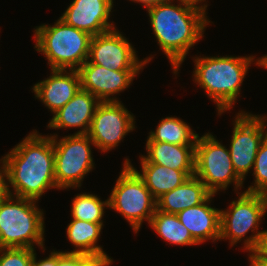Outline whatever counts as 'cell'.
Segmentation results:
<instances>
[{"label": "cell", "mask_w": 267, "mask_h": 266, "mask_svg": "<svg viewBox=\"0 0 267 266\" xmlns=\"http://www.w3.org/2000/svg\"><path fill=\"white\" fill-rule=\"evenodd\" d=\"M3 160L7 194L38 201L47 190L57 189L51 136L41 135L35 129L4 155Z\"/></svg>", "instance_id": "obj_1"}, {"label": "cell", "mask_w": 267, "mask_h": 266, "mask_svg": "<svg viewBox=\"0 0 267 266\" xmlns=\"http://www.w3.org/2000/svg\"><path fill=\"white\" fill-rule=\"evenodd\" d=\"M160 3L146 9L159 49L164 52L177 75L186 56L202 39L211 23L204 7L185 0ZM174 3V4H173Z\"/></svg>", "instance_id": "obj_2"}, {"label": "cell", "mask_w": 267, "mask_h": 266, "mask_svg": "<svg viewBox=\"0 0 267 266\" xmlns=\"http://www.w3.org/2000/svg\"><path fill=\"white\" fill-rule=\"evenodd\" d=\"M255 56H196L193 81L204 89L207 97L216 104L217 115L230 111L240 96L241 86L249 66H261V57ZM256 60V62H255ZM254 62V63H252Z\"/></svg>", "instance_id": "obj_3"}, {"label": "cell", "mask_w": 267, "mask_h": 266, "mask_svg": "<svg viewBox=\"0 0 267 266\" xmlns=\"http://www.w3.org/2000/svg\"><path fill=\"white\" fill-rule=\"evenodd\" d=\"M38 201L6 194L0 200V248L44 247V213Z\"/></svg>", "instance_id": "obj_4"}, {"label": "cell", "mask_w": 267, "mask_h": 266, "mask_svg": "<svg viewBox=\"0 0 267 266\" xmlns=\"http://www.w3.org/2000/svg\"><path fill=\"white\" fill-rule=\"evenodd\" d=\"M33 38L51 69L78 70L88 59L92 36L59 18L54 25L36 26Z\"/></svg>", "instance_id": "obj_5"}, {"label": "cell", "mask_w": 267, "mask_h": 266, "mask_svg": "<svg viewBox=\"0 0 267 266\" xmlns=\"http://www.w3.org/2000/svg\"><path fill=\"white\" fill-rule=\"evenodd\" d=\"M240 193H236L237 200H233L226 210H220L219 240H229L231 247L243 240L242 250L251 253L257 248L263 232L258 227L267 212V195L246 191ZM250 231L252 235L246 236Z\"/></svg>", "instance_id": "obj_6"}, {"label": "cell", "mask_w": 267, "mask_h": 266, "mask_svg": "<svg viewBox=\"0 0 267 266\" xmlns=\"http://www.w3.org/2000/svg\"><path fill=\"white\" fill-rule=\"evenodd\" d=\"M108 198V209L122 215L137 234L144 221H151L157 208L156 199L143 180L128 165L123 164L116 184Z\"/></svg>", "instance_id": "obj_7"}, {"label": "cell", "mask_w": 267, "mask_h": 266, "mask_svg": "<svg viewBox=\"0 0 267 266\" xmlns=\"http://www.w3.org/2000/svg\"><path fill=\"white\" fill-rule=\"evenodd\" d=\"M194 160L195 176L212 194L227 190L232 183L236 193L243 187L244 181L234 170L229 149L211 133L197 136Z\"/></svg>", "instance_id": "obj_8"}, {"label": "cell", "mask_w": 267, "mask_h": 266, "mask_svg": "<svg viewBox=\"0 0 267 266\" xmlns=\"http://www.w3.org/2000/svg\"><path fill=\"white\" fill-rule=\"evenodd\" d=\"M52 137L55 156V182L57 189H80L85 175L95 168L92 148L95 146L87 134L65 135L58 139Z\"/></svg>", "instance_id": "obj_9"}, {"label": "cell", "mask_w": 267, "mask_h": 266, "mask_svg": "<svg viewBox=\"0 0 267 266\" xmlns=\"http://www.w3.org/2000/svg\"><path fill=\"white\" fill-rule=\"evenodd\" d=\"M234 118L229 152L236 174L244 181L253 169L260 144L267 137V116L241 110Z\"/></svg>", "instance_id": "obj_10"}, {"label": "cell", "mask_w": 267, "mask_h": 266, "mask_svg": "<svg viewBox=\"0 0 267 266\" xmlns=\"http://www.w3.org/2000/svg\"><path fill=\"white\" fill-rule=\"evenodd\" d=\"M121 102H100L95 110L87 135L101 152L118 147L135 129V116Z\"/></svg>", "instance_id": "obj_11"}, {"label": "cell", "mask_w": 267, "mask_h": 266, "mask_svg": "<svg viewBox=\"0 0 267 266\" xmlns=\"http://www.w3.org/2000/svg\"><path fill=\"white\" fill-rule=\"evenodd\" d=\"M132 43L117 30L92 36L87 61L114 71L142 70L153 57L139 59Z\"/></svg>", "instance_id": "obj_12"}, {"label": "cell", "mask_w": 267, "mask_h": 266, "mask_svg": "<svg viewBox=\"0 0 267 266\" xmlns=\"http://www.w3.org/2000/svg\"><path fill=\"white\" fill-rule=\"evenodd\" d=\"M78 72L81 89L90 92L101 102H108L120 101L116 95L129 88L140 70L114 71L86 60ZM113 95L115 96L113 97Z\"/></svg>", "instance_id": "obj_13"}, {"label": "cell", "mask_w": 267, "mask_h": 266, "mask_svg": "<svg viewBox=\"0 0 267 266\" xmlns=\"http://www.w3.org/2000/svg\"><path fill=\"white\" fill-rule=\"evenodd\" d=\"M62 14L67 25L84 31L91 36L106 33L115 29L109 20L113 12V0H73Z\"/></svg>", "instance_id": "obj_14"}, {"label": "cell", "mask_w": 267, "mask_h": 266, "mask_svg": "<svg viewBox=\"0 0 267 266\" xmlns=\"http://www.w3.org/2000/svg\"><path fill=\"white\" fill-rule=\"evenodd\" d=\"M50 70L52 75L34 84L32 89L35 98L54 114L81 89V79L78 70Z\"/></svg>", "instance_id": "obj_15"}, {"label": "cell", "mask_w": 267, "mask_h": 266, "mask_svg": "<svg viewBox=\"0 0 267 266\" xmlns=\"http://www.w3.org/2000/svg\"><path fill=\"white\" fill-rule=\"evenodd\" d=\"M101 101L88 91L80 89L62 108L58 109L49 120V129L79 128L73 134H87L95 110Z\"/></svg>", "instance_id": "obj_16"}, {"label": "cell", "mask_w": 267, "mask_h": 266, "mask_svg": "<svg viewBox=\"0 0 267 266\" xmlns=\"http://www.w3.org/2000/svg\"><path fill=\"white\" fill-rule=\"evenodd\" d=\"M214 196L211 194L203 203L176 214L198 244L220 239V209L210 205Z\"/></svg>", "instance_id": "obj_17"}, {"label": "cell", "mask_w": 267, "mask_h": 266, "mask_svg": "<svg viewBox=\"0 0 267 266\" xmlns=\"http://www.w3.org/2000/svg\"><path fill=\"white\" fill-rule=\"evenodd\" d=\"M124 164H128L138 174L156 200L195 175V170H175L153 163H140L141 169L138 171L129 158L125 159Z\"/></svg>", "instance_id": "obj_18"}, {"label": "cell", "mask_w": 267, "mask_h": 266, "mask_svg": "<svg viewBox=\"0 0 267 266\" xmlns=\"http://www.w3.org/2000/svg\"><path fill=\"white\" fill-rule=\"evenodd\" d=\"M147 155L140 163H153L175 170H195V145H176L166 142H146Z\"/></svg>", "instance_id": "obj_19"}, {"label": "cell", "mask_w": 267, "mask_h": 266, "mask_svg": "<svg viewBox=\"0 0 267 266\" xmlns=\"http://www.w3.org/2000/svg\"><path fill=\"white\" fill-rule=\"evenodd\" d=\"M211 194L205 184L194 175L182 185L159 197L156 200L157 209L165 213L177 214L203 203Z\"/></svg>", "instance_id": "obj_20"}, {"label": "cell", "mask_w": 267, "mask_h": 266, "mask_svg": "<svg viewBox=\"0 0 267 266\" xmlns=\"http://www.w3.org/2000/svg\"><path fill=\"white\" fill-rule=\"evenodd\" d=\"M103 223H91L84 220L73 219L66 229L67 238L75 249L63 251L64 253H84L99 258L106 266L113 264L103 247L97 242L102 233Z\"/></svg>", "instance_id": "obj_21"}, {"label": "cell", "mask_w": 267, "mask_h": 266, "mask_svg": "<svg viewBox=\"0 0 267 266\" xmlns=\"http://www.w3.org/2000/svg\"><path fill=\"white\" fill-rule=\"evenodd\" d=\"M197 134L182 119L167 116L160 120L156 129L149 132L146 142H166L176 145H195Z\"/></svg>", "instance_id": "obj_22"}, {"label": "cell", "mask_w": 267, "mask_h": 266, "mask_svg": "<svg viewBox=\"0 0 267 266\" xmlns=\"http://www.w3.org/2000/svg\"><path fill=\"white\" fill-rule=\"evenodd\" d=\"M149 226L166 243L181 246L199 245L191 236L188 229L179 221L178 216L165 213L156 208Z\"/></svg>", "instance_id": "obj_23"}, {"label": "cell", "mask_w": 267, "mask_h": 266, "mask_svg": "<svg viewBox=\"0 0 267 266\" xmlns=\"http://www.w3.org/2000/svg\"><path fill=\"white\" fill-rule=\"evenodd\" d=\"M108 207V199L102 201L95 194L80 193L72 200L71 217L91 223H103L104 211Z\"/></svg>", "instance_id": "obj_24"}, {"label": "cell", "mask_w": 267, "mask_h": 266, "mask_svg": "<svg viewBox=\"0 0 267 266\" xmlns=\"http://www.w3.org/2000/svg\"><path fill=\"white\" fill-rule=\"evenodd\" d=\"M252 171L254 183L245 191L267 195V137L259 146Z\"/></svg>", "instance_id": "obj_25"}, {"label": "cell", "mask_w": 267, "mask_h": 266, "mask_svg": "<svg viewBox=\"0 0 267 266\" xmlns=\"http://www.w3.org/2000/svg\"><path fill=\"white\" fill-rule=\"evenodd\" d=\"M34 249L0 248V266H31Z\"/></svg>", "instance_id": "obj_26"}, {"label": "cell", "mask_w": 267, "mask_h": 266, "mask_svg": "<svg viewBox=\"0 0 267 266\" xmlns=\"http://www.w3.org/2000/svg\"><path fill=\"white\" fill-rule=\"evenodd\" d=\"M57 266H106L99 258L84 253L57 251Z\"/></svg>", "instance_id": "obj_27"}, {"label": "cell", "mask_w": 267, "mask_h": 266, "mask_svg": "<svg viewBox=\"0 0 267 266\" xmlns=\"http://www.w3.org/2000/svg\"><path fill=\"white\" fill-rule=\"evenodd\" d=\"M249 257L267 258V229L263 230L257 248L248 254Z\"/></svg>", "instance_id": "obj_28"}, {"label": "cell", "mask_w": 267, "mask_h": 266, "mask_svg": "<svg viewBox=\"0 0 267 266\" xmlns=\"http://www.w3.org/2000/svg\"><path fill=\"white\" fill-rule=\"evenodd\" d=\"M36 250L34 249L33 261L31 266H57V250L51 251L50 255L45 259L37 261Z\"/></svg>", "instance_id": "obj_29"}, {"label": "cell", "mask_w": 267, "mask_h": 266, "mask_svg": "<svg viewBox=\"0 0 267 266\" xmlns=\"http://www.w3.org/2000/svg\"><path fill=\"white\" fill-rule=\"evenodd\" d=\"M0 200L7 194L6 175L3 157L0 159Z\"/></svg>", "instance_id": "obj_30"}, {"label": "cell", "mask_w": 267, "mask_h": 266, "mask_svg": "<svg viewBox=\"0 0 267 266\" xmlns=\"http://www.w3.org/2000/svg\"><path fill=\"white\" fill-rule=\"evenodd\" d=\"M129 1H132L134 3H139V4L142 3L141 5H143V7L145 6V8L148 9L152 6L158 5L160 3L168 2L171 0H129Z\"/></svg>", "instance_id": "obj_31"}, {"label": "cell", "mask_w": 267, "mask_h": 266, "mask_svg": "<svg viewBox=\"0 0 267 266\" xmlns=\"http://www.w3.org/2000/svg\"><path fill=\"white\" fill-rule=\"evenodd\" d=\"M250 266H267V258L262 257H248Z\"/></svg>", "instance_id": "obj_32"}, {"label": "cell", "mask_w": 267, "mask_h": 266, "mask_svg": "<svg viewBox=\"0 0 267 266\" xmlns=\"http://www.w3.org/2000/svg\"><path fill=\"white\" fill-rule=\"evenodd\" d=\"M185 1H189V2H192V3H194V4H197V5H199V6H202V7H204L205 9H207V7H208V4H203V2H206V0H185ZM202 3V4H201Z\"/></svg>", "instance_id": "obj_33"}, {"label": "cell", "mask_w": 267, "mask_h": 266, "mask_svg": "<svg viewBox=\"0 0 267 266\" xmlns=\"http://www.w3.org/2000/svg\"><path fill=\"white\" fill-rule=\"evenodd\" d=\"M261 67L267 70V54L261 57Z\"/></svg>", "instance_id": "obj_34"}]
</instances>
